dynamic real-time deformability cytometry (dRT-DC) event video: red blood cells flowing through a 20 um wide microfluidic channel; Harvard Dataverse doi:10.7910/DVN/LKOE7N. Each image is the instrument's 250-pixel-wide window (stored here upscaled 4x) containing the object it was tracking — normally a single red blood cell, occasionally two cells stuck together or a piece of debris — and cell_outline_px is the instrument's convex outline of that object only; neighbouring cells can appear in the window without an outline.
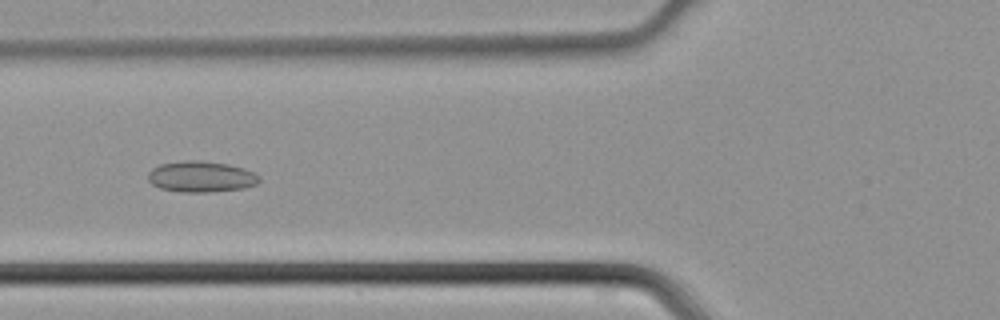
{"species": "common noctule bat (a hibernating species)", "species_latin": "Nyctalus noctula", "temperature_condition": "cold", "stored_images_in_passage": 31, "camera_frame_rate_fps": 3000, "um_per_image_px": 0.085, "animal": {"sex": "male", "body_mass_g": 21.5, "forearm_length_mm": 52.0}, "frame": {"image": 1, "passage_image": 3, "time_ms": 0.667, "image_size_px": [1000, 320], "cell_outline_px": [[260, 180], [256, 184], [244, 188], [208, 192], [180, 192], [160, 188], [152, 184], [148, 180], [148, 172], [152, 168], [160, 164], [188, 160], [200, 160], [228, 164], [244, 168], [256, 172], [260, 176]], "centroid_in_image_um": [17.11, 15.01], "position_along_channel_um": 108.7, "area_um2": 20.23}}
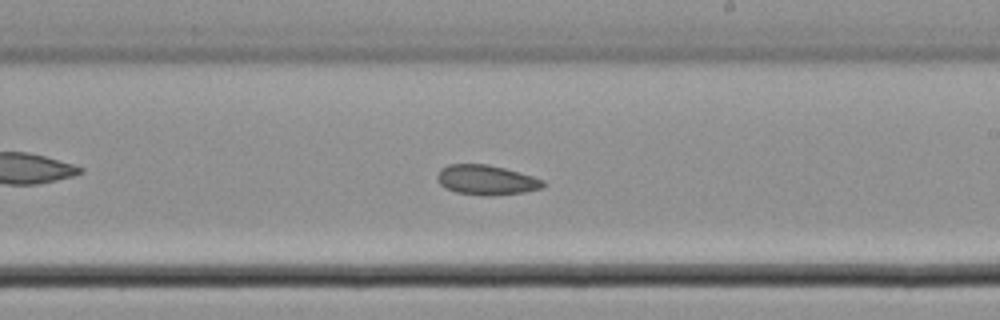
{"frame": {"image": 2, "passage_image": 12, "time_ms": 3.667, "image_size_px": [1000, 320], "cell_outline_px": [[544, 188], [524, 192], [484, 196], [456, 192], [444, 188], [440, 184], [436, 176], [440, 168], [448, 164], [484, 164], [504, 168], [532, 176], [544, 180]], "centroid_in_image_um": [41.31, 15.3], "position_along_channel_um": 247.7, "area_um2": 18.38}}
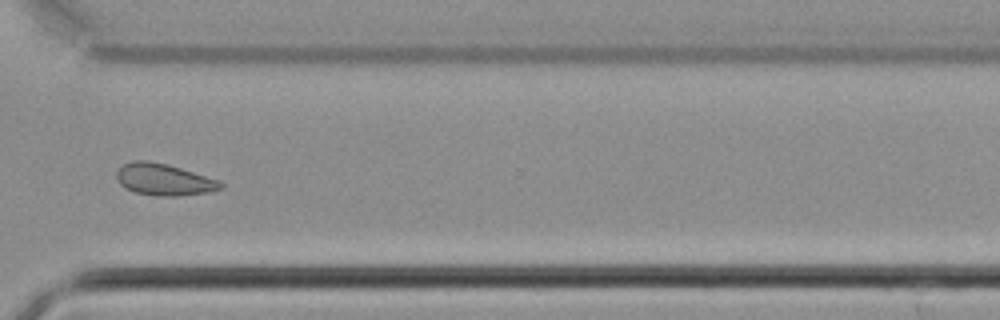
{"frame": {"image": 3, "passage_image": 19, "time_ms": 6.0, "image_size_px": [1000, 320], "cell_outline_px": [[224, 188], [208, 192], [180, 196], [156, 196], [136, 192], [124, 188], [120, 184], [116, 176], [116, 172], [124, 164], [132, 160], [148, 160], [168, 164], [220, 180], [224, 184]], "centroid_in_image_um": [13.95, 15.26], "position_along_channel_um": 356.6, "area_um2": 19.42}}